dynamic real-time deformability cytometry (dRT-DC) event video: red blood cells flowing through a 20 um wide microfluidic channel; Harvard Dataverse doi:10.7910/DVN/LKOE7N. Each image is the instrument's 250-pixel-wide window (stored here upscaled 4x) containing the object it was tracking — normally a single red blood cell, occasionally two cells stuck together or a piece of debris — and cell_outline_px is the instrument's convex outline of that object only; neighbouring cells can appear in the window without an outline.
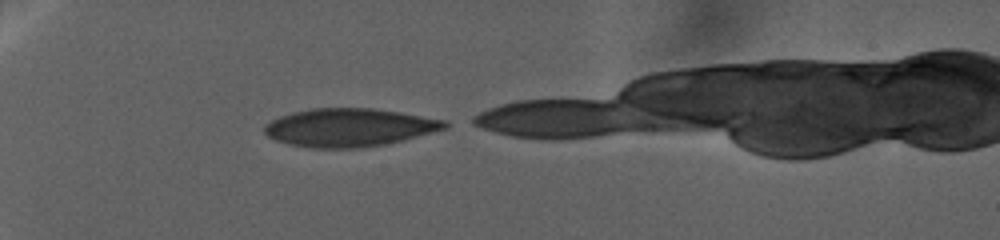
{"species": "human", "species_latin": "Homo sapiens", "temperature_condition": "warm", "stored_images_in_passage": 90, "camera_frame_rate_fps": 3000, "um_per_image_px": 0.085, "donor": {"sex": "female"}, "frame": {"image": 1, "passage_image": 1, "time_ms": 0.0, "image_size_px": [1000, 240], "cell_outline_px": [[448, 128], [404, 140], [384, 144], [360, 148], [308, 148], [288, 144], [276, 140], [268, 136], [264, 132], [264, 124], [280, 116], [292, 112], [312, 108], [376, 108], [448, 120]], "centroid_in_image_um": [29.7, 10.83], "position_along_channel_um": 55.3, "area_um2": 40.4}}
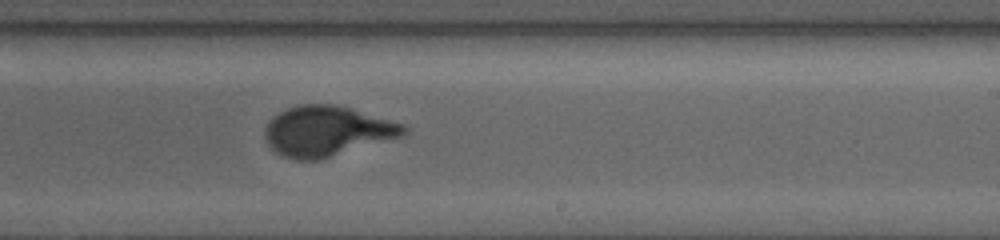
{"frame": {"image": 2, "passage_image": 51, "time_ms": 19.333, "image_size_px": [1000, 240], "cell_outline_px": [[408, 132], [404, 136], [320, 160], [292, 160], [276, 152], [268, 144], [264, 136], [264, 128], [268, 120], [272, 116], [288, 108], [300, 104], [336, 104], [352, 108], [404, 124], [408, 128]], "centroid_in_image_um": [27.8, 11.14], "position_along_channel_um": 261.2, "area_um2": 41.04}}
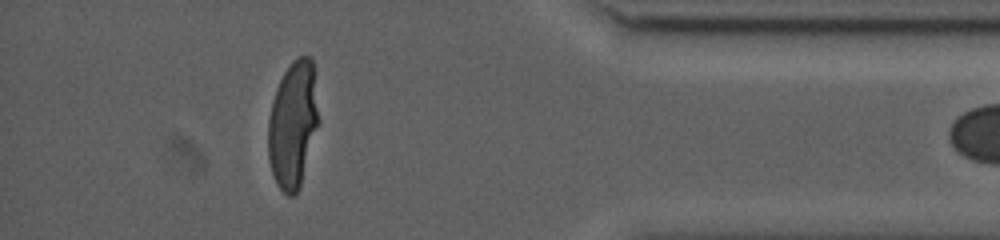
{"frame": {"image": 3, "passage_image": 89, "time_ms": 33.0, "image_size_px": [1000, 240], "cell_outline_px": [[320, 120], [300, 188], [292, 196], [288, 196], [280, 188], [272, 172], [268, 160], [268, 120], [272, 100], [276, 88], [284, 72], [292, 60], [300, 56], [308, 56], [312, 60]], "centroid_in_image_um": [24.91, 10.58], "position_along_channel_um": 410.3, "area_um2": 37.51}}